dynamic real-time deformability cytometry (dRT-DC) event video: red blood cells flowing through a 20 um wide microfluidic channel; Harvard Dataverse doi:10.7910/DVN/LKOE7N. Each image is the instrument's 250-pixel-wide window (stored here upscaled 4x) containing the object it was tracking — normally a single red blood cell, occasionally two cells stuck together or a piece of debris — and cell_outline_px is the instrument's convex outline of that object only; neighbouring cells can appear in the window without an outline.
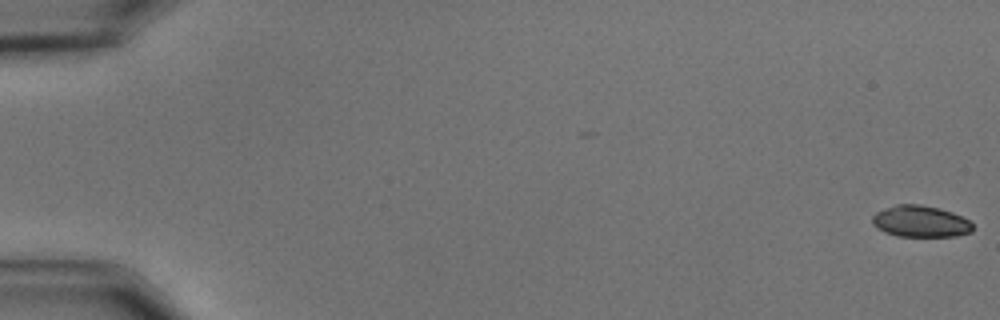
{"species": "common noctule bat (a hibernating species)", "species_latin": "Nyctalus noctula", "temperature_condition": "cold", "stored_images_in_passage": 35, "camera_frame_rate_fps": 3000, "um_per_image_px": 0.085, "animal": {"sex": "male", "body_mass_g": 15.6}, "frame": {"image": 1, "passage_image": 1, "time_ms": 0.0, "image_size_px": [1000, 320], "cell_outline_px": [[972, 232], [956, 236], [896, 236], [884, 232], [876, 228], [872, 224], [872, 216], [876, 212], [884, 208], [896, 204], [920, 204], [940, 208], [952, 212], [968, 220], [972, 224]], "centroid_in_image_um": [78.2, 18.81], "position_along_channel_um": 6.8, "area_um2": 18.55}}
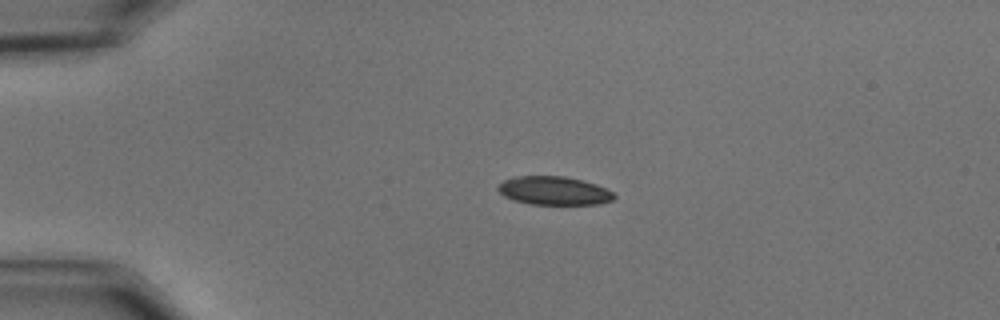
{"frame": {"image": 2, "passage_image": 14, "time_ms": 4.333, "image_size_px": [1000, 320], "cell_outline_px": [[616, 196], [612, 200], [596, 204], [532, 204], [512, 200], [504, 196], [496, 188], [504, 180], [512, 176], [564, 176], [596, 184], [612, 192]], "centroid_in_image_um": [47.05, 16.2], "position_along_channel_um": 38.0, "area_um2": 19.13}}